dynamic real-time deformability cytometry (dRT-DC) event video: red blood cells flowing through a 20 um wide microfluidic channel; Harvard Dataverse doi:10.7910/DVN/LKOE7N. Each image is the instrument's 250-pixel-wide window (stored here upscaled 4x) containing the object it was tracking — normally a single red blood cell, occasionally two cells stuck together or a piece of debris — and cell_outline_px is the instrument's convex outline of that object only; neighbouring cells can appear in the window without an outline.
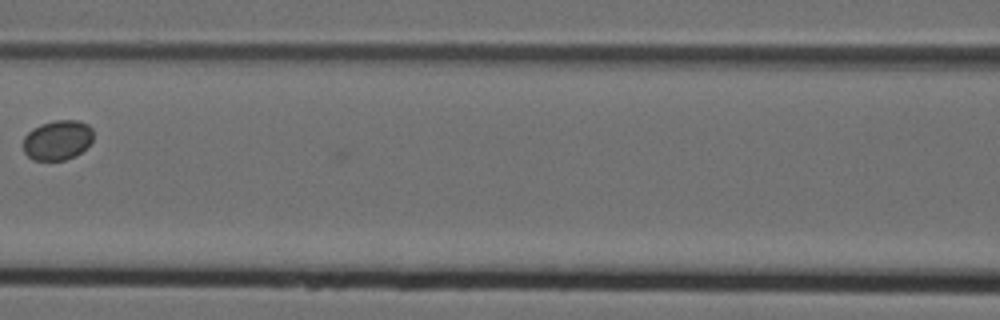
{"species": "Egyptian fruit bat (a non-hibernating species)", "species_latin": "Rousettus aegyptiacus", "temperature_condition": "cold", "stored_images_in_passage": 6, "camera_frame_rate_fps": 3000, "um_per_image_px": 0.085, "animal": {"sex": "female"}, "frame": {"image": 1, "passage_image": 6, "time_ms": 1.667, "image_size_px": [1000, 320], "cell_outline_px": [[92, 140], [76, 156], [64, 160], [32, 160], [24, 152], [24, 136], [32, 128], [40, 124], [56, 120], [80, 120], [88, 124], [92, 128]], "centroid_in_image_um": [4.87, 11.9], "position_along_channel_um": 161.7, "area_um2": 16.3}}